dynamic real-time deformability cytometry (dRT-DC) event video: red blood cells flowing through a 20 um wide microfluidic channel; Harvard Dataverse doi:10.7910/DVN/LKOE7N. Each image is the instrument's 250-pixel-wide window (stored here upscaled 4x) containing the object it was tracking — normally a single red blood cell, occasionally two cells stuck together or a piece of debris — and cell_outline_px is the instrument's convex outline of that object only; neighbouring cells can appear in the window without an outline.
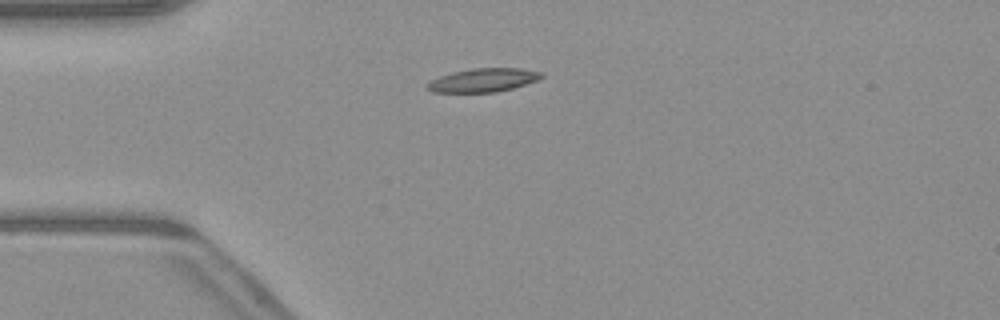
{"species": "common noctule bat (a hibernating species)", "species_latin": "Nyctalus noctula", "temperature_condition": "warm", "stored_images_in_passage": 5, "camera_frame_rate_fps": 3000, "um_per_image_px": 0.085, "animal": {"sex": "male", "body_mass_g": 23.1, "forearm_length_mm": 52.7}, "frame": {"image": 1, "passage_image": 4, "time_ms": 3.667, "image_size_px": [1000, 320], "cell_outline_px": [[544, 76], [536, 80], [512, 88], [496, 92], [432, 92], [428, 88], [428, 84], [432, 80], [440, 76], [452, 72], [472, 68], [520, 68], [544, 72]], "centroid_in_image_um": [41.1, 6.8], "position_along_channel_um": 43.9, "area_um2": 15.49}}